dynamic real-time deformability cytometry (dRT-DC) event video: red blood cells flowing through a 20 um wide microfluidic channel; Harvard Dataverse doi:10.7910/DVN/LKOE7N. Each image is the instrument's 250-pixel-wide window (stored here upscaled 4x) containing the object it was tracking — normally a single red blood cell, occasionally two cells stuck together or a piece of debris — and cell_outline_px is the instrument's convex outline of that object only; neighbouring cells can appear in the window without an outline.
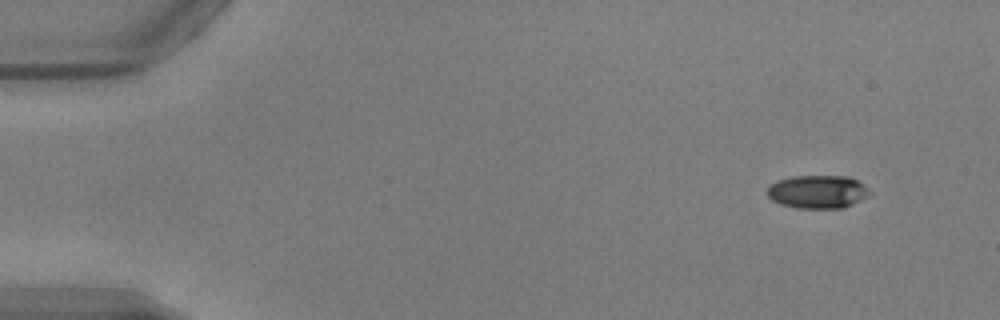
{"species": "common noctule bat (a hibernating species)", "species_latin": "Nyctalus noctula", "temperature_condition": "warm", "stored_images_in_passage": 17, "camera_frame_rate_fps": 3000, "um_per_image_px": 0.085, "animal": {"sex": "male", "body_mass_g": 17.9, "forearm_length_mm": 54.2}, "frame": {"image": 1, "passage_image": 4, "time_ms": 1.0, "image_size_px": [1000, 320], "cell_outline_px": [[872, 192], [868, 196], [844, 208], [796, 208], [780, 204], [772, 200], [768, 196], [768, 188], [776, 180], [792, 176], [848, 176], [856, 180], [868, 188]], "centroid_in_image_um": [69.5, 16.3], "position_along_channel_um": 15.5, "area_um2": 19.83}}
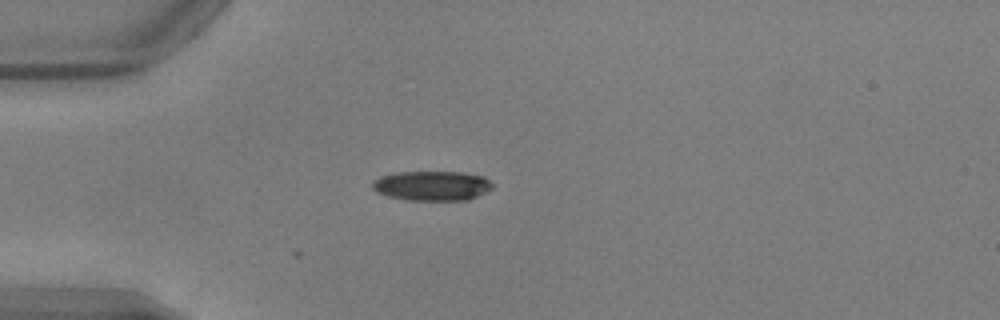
{"frame": {"image": 2, "passage_image": 14, "time_ms": 4.333, "image_size_px": [1000, 320], "cell_outline_px": [[492, 188], [468, 200], [404, 200], [388, 196], [376, 192], [372, 188], [372, 184], [380, 176], [396, 172], [460, 172], [484, 176], [492, 184]], "centroid_in_image_um": [36.69, 15.79], "position_along_channel_um": 48.3, "area_um2": 20.69}}